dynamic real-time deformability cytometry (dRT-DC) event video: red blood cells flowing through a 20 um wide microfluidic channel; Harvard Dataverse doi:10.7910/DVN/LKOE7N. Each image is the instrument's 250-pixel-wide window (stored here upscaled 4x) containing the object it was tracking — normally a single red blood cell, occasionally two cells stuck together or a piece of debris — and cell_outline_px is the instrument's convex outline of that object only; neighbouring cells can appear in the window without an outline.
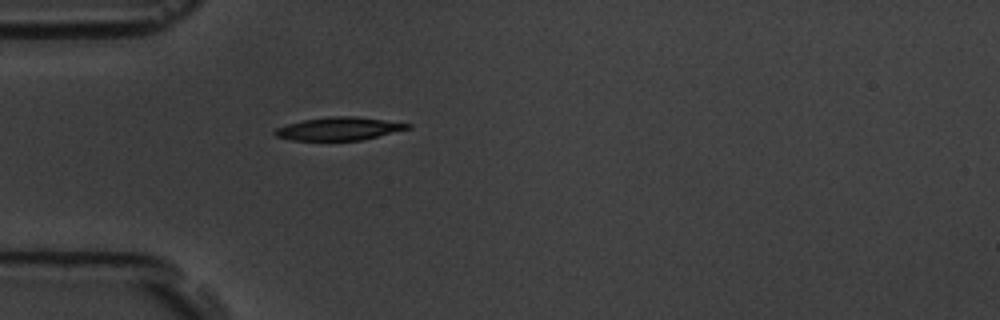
{"species": "common noctule bat (a hibernating species)", "species_latin": "Nyctalus noctula", "temperature_condition": "room temperature", "stored_images_in_passage": 1, "camera_frame_rate_fps": 3000, "um_per_image_px": 0.085, "animal": {"sex": "male", "body_mass_g": 19.5, "forearm_length_mm": 54.6}, "frame": {"image": 1, "passage_image": 1, "time_ms": 0.0, "image_size_px": [1000, 320], "cell_outline_px": [[412, 128], [360, 140], [292, 140], [276, 136], [272, 132], [276, 128], [288, 124], [304, 120], [332, 116], [356, 116], [412, 124]], "centroid_in_image_um": [28.82, 10.94], "position_along_channel_um": 56.2, "area_um2": 17.63}}